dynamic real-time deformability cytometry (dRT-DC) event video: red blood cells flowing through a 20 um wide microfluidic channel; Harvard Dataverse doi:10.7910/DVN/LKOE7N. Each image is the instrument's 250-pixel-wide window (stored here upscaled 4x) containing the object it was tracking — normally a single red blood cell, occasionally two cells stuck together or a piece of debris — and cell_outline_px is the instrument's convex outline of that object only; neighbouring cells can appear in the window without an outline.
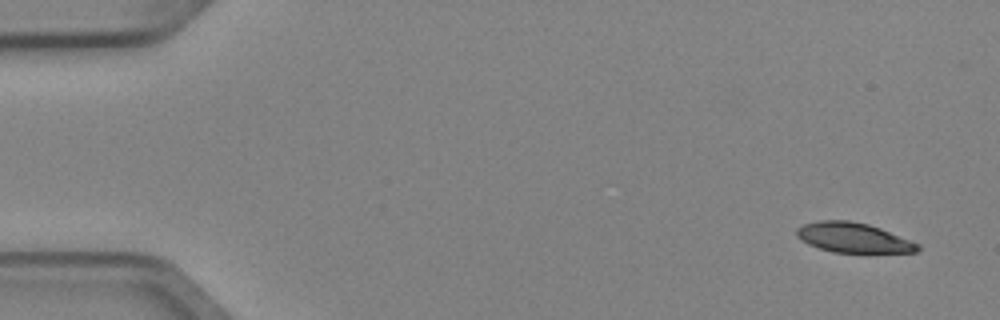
{"species": "Egyptian fruit bat (a non-hibernating species)", "species_latin": "Rousettus aegyptiacus", "temperature_condition": "cold", "stored_images_in_passage": 5, "camera_frame_rate_fps": 3000, "um_per_image_px": 0.085, "animal": {"sex": "female"}, "frame": {"image": 1, "passage_image": 1, "time_ms": 0.0, "image_size_px": [1000, 320], "cell_outline_px": [[920, 248], [916, 252], [832, 252], [808, 244], [800, 240], [796, 236], [796, 228], [804, 224], [820, 220], [848, 220], [868, 224], [880, 228], [920, 244]], "centroid_in_image_um": [72.5, 20.19], "position_along_channel_um": 12.5, "area_um2": 20.92}}